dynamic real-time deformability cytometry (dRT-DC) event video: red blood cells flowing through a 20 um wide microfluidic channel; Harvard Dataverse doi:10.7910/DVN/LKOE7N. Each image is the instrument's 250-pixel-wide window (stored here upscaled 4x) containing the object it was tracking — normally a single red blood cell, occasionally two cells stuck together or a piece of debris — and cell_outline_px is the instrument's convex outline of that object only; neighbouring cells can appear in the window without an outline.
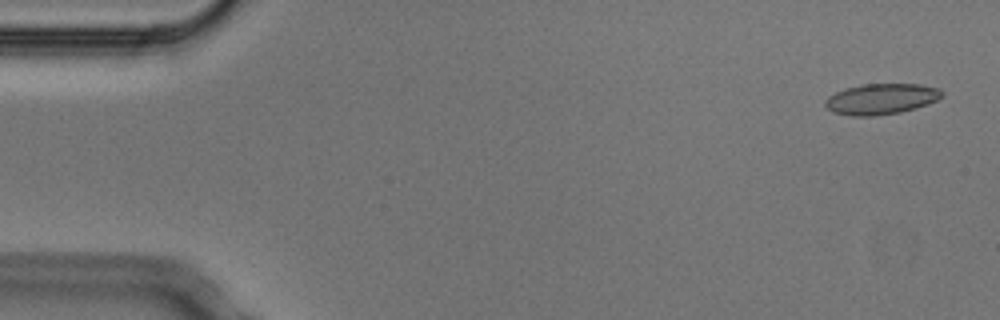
{"species": "Egyptian fruit bat (a non-hibernating species)", "species_latin": "Rousettus aegyptiacus", "temperature_condition": "cold", "stored_images_in_passage": 5, "camera_frame_rate_fps": 3000, "um_per_image_px": 0.085, "animal": {"sex": "male"}, "frame": {"image": 1, "passage_image": 1, "time_ms": 0.0, "image_size_px": [1000, 320], "cell_outline_px": [[944, 96], [928, 104], [916, 108], [900, 112], [872, 116], [852, 116], [832, 112], [824, 104], [824, 100], [828, 96], [844, 88], [860, 84], [920, 84], [940, 88], [944, 92]], "centroid_in_image_um": [74.9, 8.4], "position_along_channel_um": 10.1, "area_um2": 21.15}}